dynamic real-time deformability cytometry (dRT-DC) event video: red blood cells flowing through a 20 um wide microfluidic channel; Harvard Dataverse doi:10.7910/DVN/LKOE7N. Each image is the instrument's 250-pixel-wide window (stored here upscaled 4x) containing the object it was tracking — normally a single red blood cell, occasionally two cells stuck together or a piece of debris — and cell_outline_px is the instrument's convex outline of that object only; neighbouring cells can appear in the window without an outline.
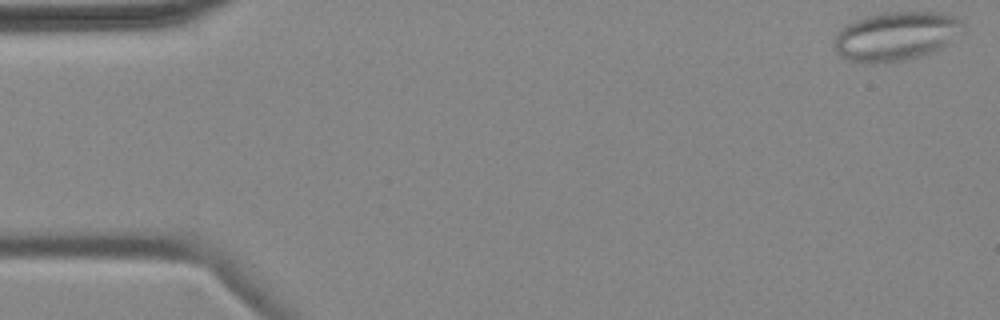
{"species": "common noctule bat (a hibernating species)", "species_latin": "Nyctalus noctula", "temperature_condition": "cold", "stored_images_in_passage": 6, "camera_frame_rate_fps": 3000, "um_per_image_px": 0.085, "animal": {"sex": "female", "body_mass_g": 18.4}, "frame": {"image": 1, "passage_image": 1, "time_ms": 0.0, "image_size_px": [1000, 320], "cell_outline_px": [[964, 32], [936, 52], [924, 56], [904, 60], [876, 64], [868, 64], [852, 60], [840, 56], [836, 52], [832, 44], [832, 40], [836, 32], [844, 24], [864, 16], [884, 12], [940, 12], [956, 16], [964, 24]], "centroid_in_image_um": [76.15, 3.07], "position_along_channel_um": 8.9, "area_um2": 37.74}}